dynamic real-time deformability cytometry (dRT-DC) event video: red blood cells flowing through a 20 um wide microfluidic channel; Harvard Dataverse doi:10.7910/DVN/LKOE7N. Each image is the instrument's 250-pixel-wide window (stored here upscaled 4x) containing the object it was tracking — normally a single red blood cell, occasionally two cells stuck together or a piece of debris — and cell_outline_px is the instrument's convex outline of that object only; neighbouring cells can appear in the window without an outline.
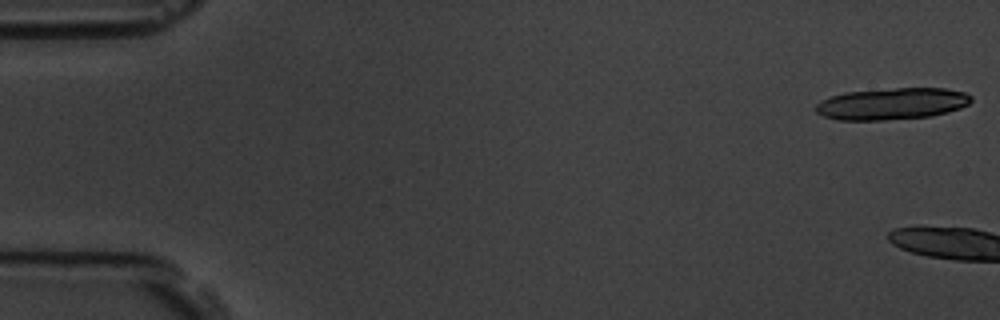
{"species": "common noctule bat (a hibernating species)", "species_latin": "Nyctalus noctula", "temperature_condition": "room temperature", "stored_images_in_passage": 4, "camera_frame_rate_fps": 3000, "um_per_image_px": 0.085, "animal": {"sex": "male", "body_mass_g": 19.5, "forearm_length_mm": 54.6}, "frame": {"image": 1, "passage_image": 1, "time_ms": 0.0, "image_size_px": [1000, 320], "cell_outline_px": [[972, 100], [968, 104], [960, 108], [948, 112], [932, 116], [884, 120], [836, 120], [824, 116], [816, 112], [816, 104], [820, 100], [844, 92], [896, 88], [944, 88], [964, 92], [972, 96]], "centroid_in_image_um": [75.81, 8.82], "position_along_channel_um": 9.2, "area_um2": 28.78}}